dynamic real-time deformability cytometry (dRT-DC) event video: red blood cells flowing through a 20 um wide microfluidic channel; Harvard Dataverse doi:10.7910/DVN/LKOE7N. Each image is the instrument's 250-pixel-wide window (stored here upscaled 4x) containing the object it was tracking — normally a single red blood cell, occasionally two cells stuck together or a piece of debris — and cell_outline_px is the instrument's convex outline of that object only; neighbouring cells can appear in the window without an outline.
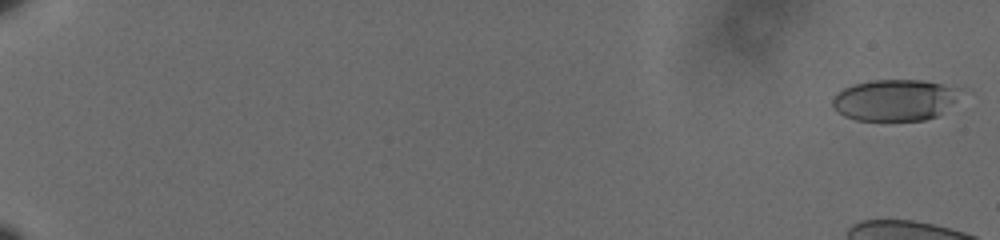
{"species": "human", "species_latin": "Homo sapiens", "temperature_condition": "cold", "stored_images_in_passage": 15, "camera_frame_rate_fps": 3000, "um_per_image_px": 0.085, "donor": {"sex": "male"}, "frame": {"image": 1, "passage_image": 1, "time_ms": 0.0, "image_size_px": [1000, 240], "cell_outline_px": [[964, 92], [956, 100], [936, 116], [924, 120], [856, 120], [844, 116], [836, 112], [832, 108], [832, 100], [836, 92], [852, 84], [872, 80], [924, 80], [960, 88]], "centroid_in_image_um": [76.03, 8.49], "position_along_channel_um": 9.0, "area_um2": 31.04}}